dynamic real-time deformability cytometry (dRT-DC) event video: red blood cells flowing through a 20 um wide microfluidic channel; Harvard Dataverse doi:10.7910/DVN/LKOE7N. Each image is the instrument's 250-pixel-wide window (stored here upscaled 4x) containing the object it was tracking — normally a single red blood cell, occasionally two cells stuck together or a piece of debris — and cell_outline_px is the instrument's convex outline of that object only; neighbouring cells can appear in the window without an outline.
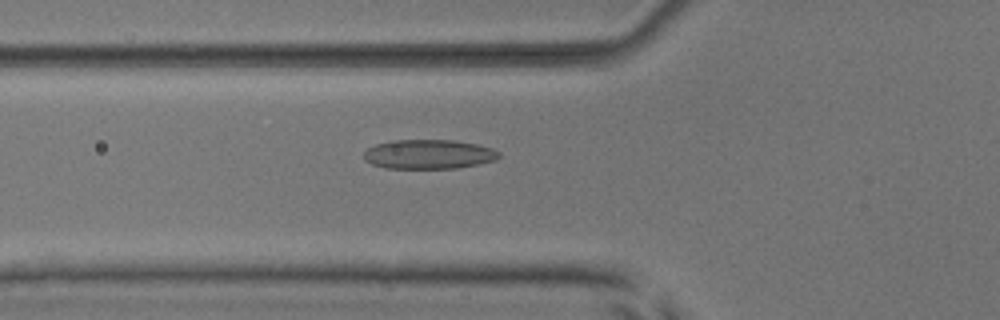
{"species": "common noctule bat (a hibernating species)", "species_latin": "Nyctalus noctula", "temperature_condition": "room temperature", "stored_images_in_passage": 28, "camera_frame_rate_fps": 3000, "um_per_image_px": 0.085, "animal": {"sex": "male", "body_mass_g": 17.9, "forearm_length_mm": 54.2}, "frame": {"image": 1, "passage_image": 4, "time_ms": 1.0, "image_size_px": [1000, 320], "cell_outline_px": [[500, 156], [496, 160], [456, 168], [384, 168], [372, 164], [364, 160], [364, 152], [368, 148], [376, 144], [392, 140], [452, 140], [476, 144], [492, 148], [500, 152]], "centroid_in_image_um": [36.42, 13.11], "position_along_channel_um": 89.4, "area_um2": 23.06}}
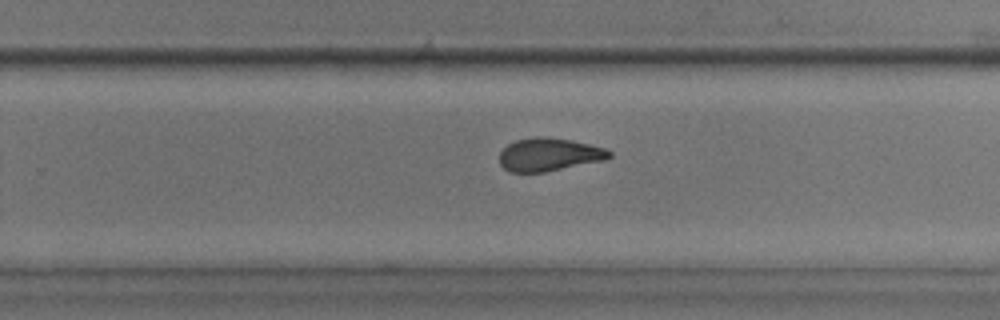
{"frame": {"image": 2, "passage_image": 19, "time_ms": 6.0, "image_size_px": [1000, 320], "cell_outline_px": [[612, 156], [604, 160], [544, 172], [508, 172], [500, 164], [500, 152], [508, 144], [516, 140], [532, 136], [548, 136], [572, 140], [604, 148], [612, 152]], "centroid_in_image_um": [46.65, 13.12], "position_along_channel_um": 283.1, "area_um2": 21.21}}
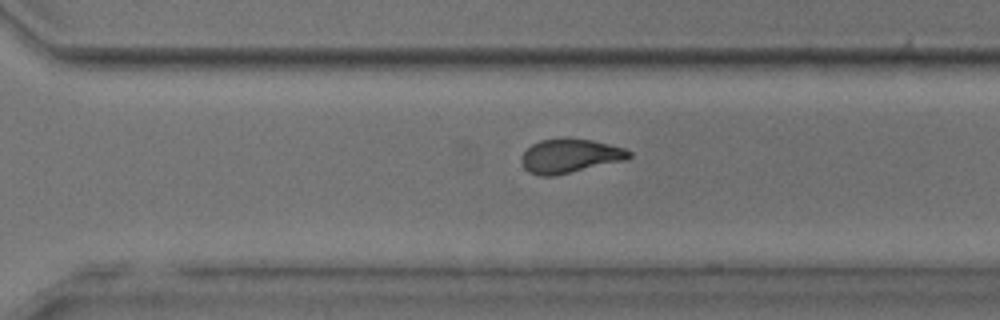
{"frame": {"image": 3, "passage_image": 22, "time_ms": 7.0, "image_size_px": [1000, 320], "cell_outline_px": [[632, 156], [628, 160], [552, 176], [540, 176], [528, 172], [524, 168], [520, 160], [520, 156], [532, 144], [540, 140], [592, 140], [624, 148], [632, 152]], "centroid_in_image_um": [48.45, 13.29], "position_along_channel_um": 322.1, "area_um2": 21.04}, "authors_computed_cell_mechanics": {"area_um2": 21.6461, "velocity_mm_per_s": 3.8782, "shape_relaxation_time_tau1_ms": null, "shape_relaxation_time_tau2_ms": 1.7109, "deformation_change_tau1": null, "deformation_change_tau2": 0.0746}}